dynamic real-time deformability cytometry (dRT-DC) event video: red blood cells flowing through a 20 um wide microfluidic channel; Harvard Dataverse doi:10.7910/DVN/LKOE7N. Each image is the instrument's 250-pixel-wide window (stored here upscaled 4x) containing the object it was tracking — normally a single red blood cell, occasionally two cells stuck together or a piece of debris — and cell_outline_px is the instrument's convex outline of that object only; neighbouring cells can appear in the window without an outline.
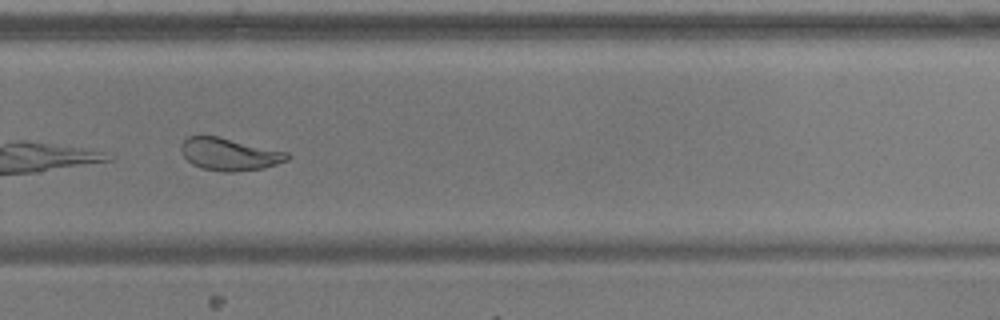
{"species": "common noctule bat (a hibernating species)", "species_latin": "Nyctalus noctula", "temperature_condition": "warm", "stored_images_in_passage": 35, "camera_frame_rate_fps": 3000, "um_per_image_px": 0.085, "animal": {"sex": "male", "body_mass_g": 17.9, "forearm_length_mm": 54.2}, "frame": {"image": 1, "passage_image": 20, "time_ms": 6.333, "image_size_px": [1000, 320], "cell_outline_px": [[292, 156], [288, 160], [264, 168], [232, 172], [220, 172], [200, 168], [192, 164], [180, 152], [180, 144], [188, 136], [216, 136], [288, 152]], "centroid_in_image_um": [19.48, 13.12], "position_along_channel_um": 310.3, "area_um2": 20.11}}
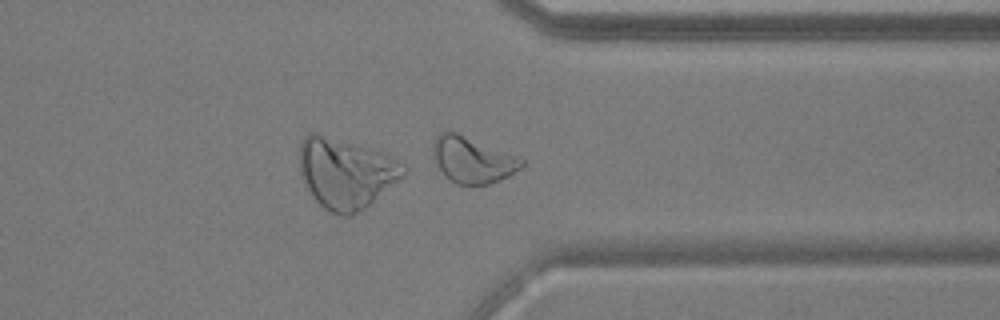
{"frame": {"image": 2, "passage_image": 25, "time_ms": 8.0, "image_size_px": [1000, 320], "cell_outline_px": [[524, 164], [520, 168], [508, 176], [500, 180], [488, 184], [456, 184], [444, 176], [436, 164], [432, 156], [432, 144], [436, 136], [440, 132], [456, 132], [520, 156], [524, 160]], "centroid_in_image_um": [40.15, 13.58], "position_along_channel_um": 371.3, "area_um2": 24.04}}